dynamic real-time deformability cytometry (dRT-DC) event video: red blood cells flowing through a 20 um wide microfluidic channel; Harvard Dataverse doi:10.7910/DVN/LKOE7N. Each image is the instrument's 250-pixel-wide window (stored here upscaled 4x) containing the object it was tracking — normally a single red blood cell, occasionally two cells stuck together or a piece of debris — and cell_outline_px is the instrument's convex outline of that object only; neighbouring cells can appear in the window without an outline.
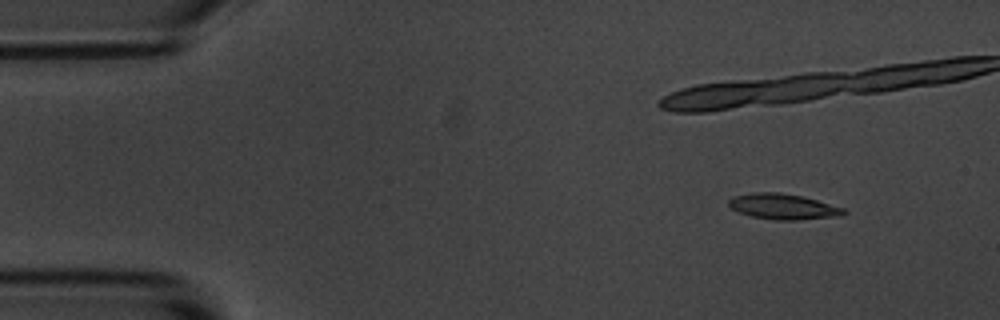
{"species": "common noctule bat (a hibernating species)", "species_latin": "Nyctalus noctula", "temperature_condition": "room temperature", "stored_images_in_passage": 9, "camera_frame_rate_fps": 3000, "um_per_image_px": 0.085, "animal": {"sex": "male", "body_mass_g": 20.1, "forearm_length_mm": 53.5}, "frame": {"image": 1, "passage_image": 2, "time_ms": 1.0, "image_size_px": [1000, 320], "cell_outline_px": [[848, 212], [844, 216], [796, 220], [776, 220], [752, 216], [736, 212], [728, 204], [728, 200], [732, 196], [752, 192], [780, 192], [800, 196], [816, 200], [844, 208]], "centroid_in_image_um": [66.56, 17.56], "position_along_channel_um": 18.4, "area_um2": 17.28}}
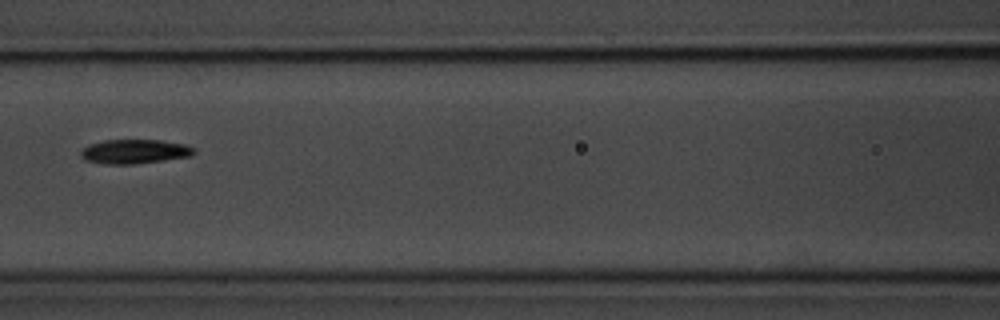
{"frame": {"image": 2, "passage_image": 9, "time_ms": 9.333, "image_size_px": [1000, 320], "cell_outline_px": [[196, 152], [192, 156], [164, 160], [132, 164], [104, 164], [84, 160], [80, 156], [80, 152], [88, 144], [104, 140], [160, 140], [184, 144], [196, 148]], "centroid_in_image_um": [11.44, 12.88], "position_along_channel_um": 155.2, "area_um2": 16.13}}